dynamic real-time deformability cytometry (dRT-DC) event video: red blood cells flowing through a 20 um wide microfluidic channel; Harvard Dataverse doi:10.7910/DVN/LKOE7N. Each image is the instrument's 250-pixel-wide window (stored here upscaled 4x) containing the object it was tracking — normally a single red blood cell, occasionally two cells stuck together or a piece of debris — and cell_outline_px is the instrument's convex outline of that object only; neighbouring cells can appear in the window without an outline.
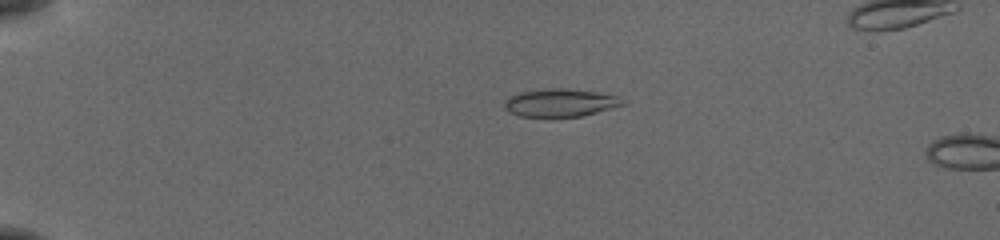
{"species": "common noctule bat (a hibernating species)", "species_latin": "Nyctalus noctula", "temperature_condition": "cold", "stored_images_in_passage": 12, "camera_frame_rate_fps": 3000, "um_per_image_px": 0.085, "animal": {"sex": "female", "body_mass_g": 19.5, "forearm_length_mm": 54.1}, "frame": {"image": 1, "passage_image": 9, "time_ms": 2.667, "image_size_px": [1000, 240], "cell_outline_px": [[628, 104], [580, 116], [552, 120], [520, 116], [508, 112], [504, 108], [504, 100], [508, 96], [520, 92], [544, 88], [564, 88], [596, 92], [616, 96]], "centroid_in_image_um": [47.54, 8.77], "position_along_channel_um": 37.5, "area_um2": 20.0}}